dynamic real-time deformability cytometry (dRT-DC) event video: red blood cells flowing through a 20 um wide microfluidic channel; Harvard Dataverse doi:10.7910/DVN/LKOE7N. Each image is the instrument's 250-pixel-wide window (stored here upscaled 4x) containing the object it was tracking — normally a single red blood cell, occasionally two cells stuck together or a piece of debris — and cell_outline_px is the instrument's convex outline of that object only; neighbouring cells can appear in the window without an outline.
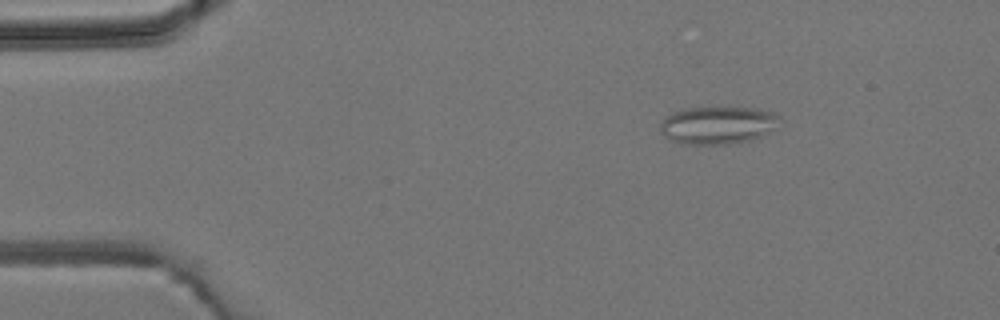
{"species": "common noctule bat (a hibernating species)", "species_latin": "Nyctalus noctula", "temperature_condition": "room temperature", "stored_images_in_passage": 4, "camera_frame_rate_fps": 3000, "um_per_image_px": 0.085, "animal": {"sex": "male", "body_mass_g": 19.2, "forearm_length_mm": 51.8}, "frame": {"image": 1, "passage_image": 2, "time_ms": 1.333, "image_size_px": [1000, 320], "cell_outline_px": [[780, 116], [772, 128], [760, 136], [748, 140], [728, 144], [680, 144], [664, 136], [660, 128], [660, 124], [664, 116], [672, 112], [688, 108], [752, 108], [772, 112]], "centroid_in_image_um": [60.92, 10.64], "position_along_channel_um": 24.1, "area_um2": 25.72}}
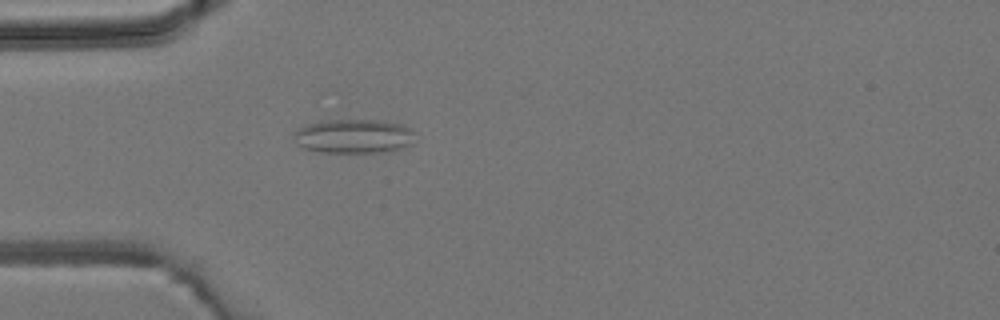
{"frame": {"image": 2, "passage_image": 4, "time_ms": 3.667, "image_size_px": [1000, 320], "cell_outline_px": [[412, 144], [404, 148], [380, 152], [324, 152], [304, 148], [296, 144], [292, 132], [304, 124], [324, 120], [376, 120], [400, 124], [408, 128], [412, 132]], "centroid_in_image_um": [29.99, 11.57], "position_along_channel_um": 55.0, "area_um2": 24.04}}